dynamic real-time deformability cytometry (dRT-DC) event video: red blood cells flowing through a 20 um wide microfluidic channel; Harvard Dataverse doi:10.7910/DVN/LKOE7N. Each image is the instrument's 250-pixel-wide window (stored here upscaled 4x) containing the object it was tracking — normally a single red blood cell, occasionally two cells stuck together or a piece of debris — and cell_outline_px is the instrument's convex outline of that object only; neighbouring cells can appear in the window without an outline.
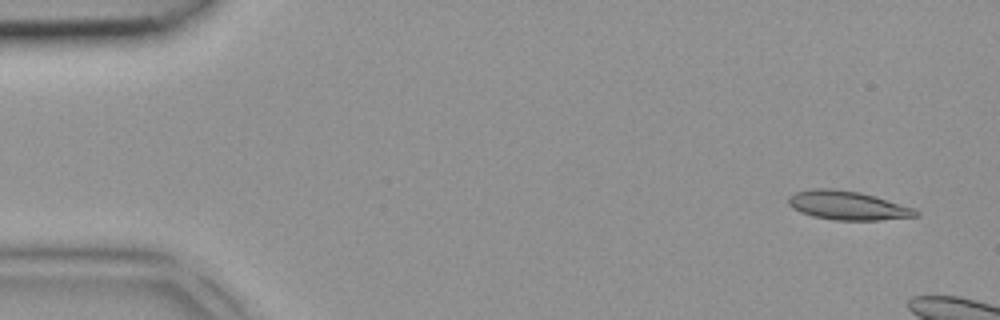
{"species": "common noctule bat (a hibernating species)", "species_latin": "Nyctalus noctula", "temperature_condition": "room temperature", "stored_images_in_passage": 2, "camera_frame_rate_fps": 3000, "um_per_image_px": 0.085, "animal": {"sex": "female", "body_mass_g": 18.4}, "frame": {"image": 1, "passage_image": 1, "time_ms": 0.0, "image_size_px": [1000, 320], "cell_outline_px": [[920, 216], [880, 220], [832, 220], [812, 216], [800, 212], [792, 208], [788, 204], [788, 196], [796, 192], [812, 188], [832, 188], [860, 192], [876, 196], [912, 208], [920, 212]], "centroid_in_image_um": [72.02, 17.46], "position_along_channel_um": 13.0, "area_um2": 21.56}}